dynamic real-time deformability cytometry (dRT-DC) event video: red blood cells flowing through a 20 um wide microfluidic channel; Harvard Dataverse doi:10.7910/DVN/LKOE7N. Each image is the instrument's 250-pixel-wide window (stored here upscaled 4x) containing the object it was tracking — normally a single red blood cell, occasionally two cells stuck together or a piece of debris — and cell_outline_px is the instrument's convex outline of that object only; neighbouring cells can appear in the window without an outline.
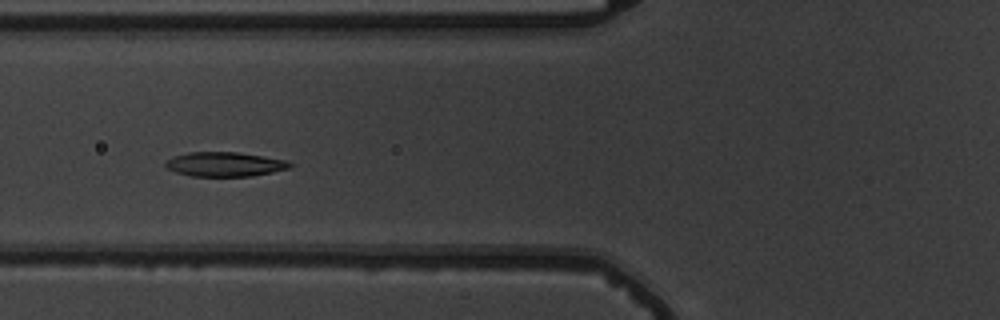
{"species": "common noctule bat (a hibernating species)", "species_latin": "Nyctalus noctula", "temperature_condition": "warm", "stored_images_in_passage": 5, "camera_frame_rate_fps": 3000, "um_per_image_px": 0.085, "animal": {"sex": "male", "body_mass_g": 19.5, "forearm_length_mm": 54.6}, "frame": {"image": 1, "passage_image": 3, "time_ms": 2.667, "image_size_px": [1000, 320], "cell_outline_px": [[292, 168], [252, 176], [192, 176], [176, 172], [168, 168], [164, 164], [172, 156], [188, 152], [236, 152], [288, 160], [292, 164]], "centroid_in_image_um": [19.13, 13.96], "position_along_channel_um": 106.7, "area_um2": 17.69}}
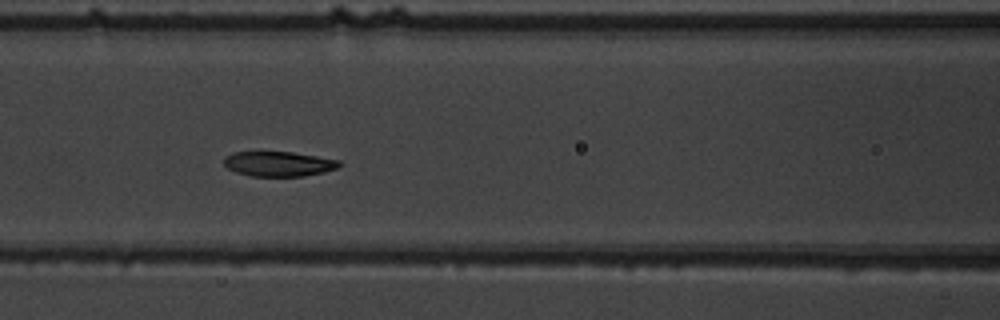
{"frame": {"image": 2, "passage_image": 4, "time_ms": 3.667, "image_size_px": [1000, 320], "cell_outline_px": [[344, 164], [336, 168], [324, 172], [304, 176], [252, 176], [236, 172], [228, 168], [224, 164], [224, 156], [232, 152], [292, 152], [340, 160]], "centroid_in_image_um": [23.7, 13.92], "position_along_channel_um": 142.9, "area_um2": 16.76}}
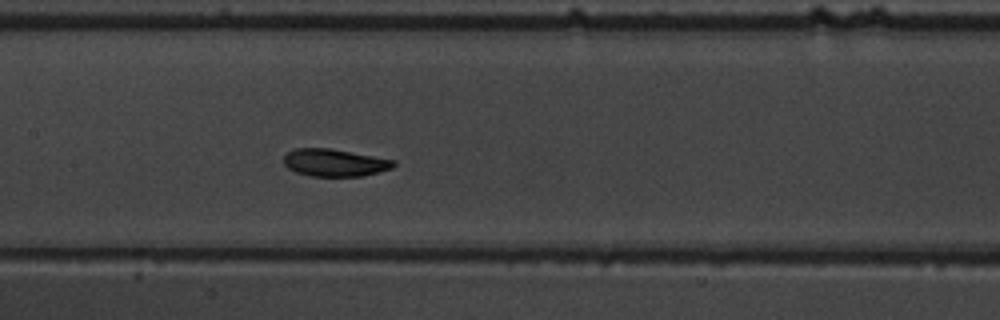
{"frame": {"image": 3, "passage_image": 5, "time_ms": 4.667, "image_size_px": [1000, 320], "cell_outline_px": [[396, 164], [392, 168], [364, 176], [312, 176], [296, 172], [288, 168], [284, 164], [284, 156], [288, 152], [296, 148], [332, 148], [396, 160]], "centroid_in_image_um": [28.47, 13.82], "position_along_channel_um": 178.9, "area_um2": 17.63}}